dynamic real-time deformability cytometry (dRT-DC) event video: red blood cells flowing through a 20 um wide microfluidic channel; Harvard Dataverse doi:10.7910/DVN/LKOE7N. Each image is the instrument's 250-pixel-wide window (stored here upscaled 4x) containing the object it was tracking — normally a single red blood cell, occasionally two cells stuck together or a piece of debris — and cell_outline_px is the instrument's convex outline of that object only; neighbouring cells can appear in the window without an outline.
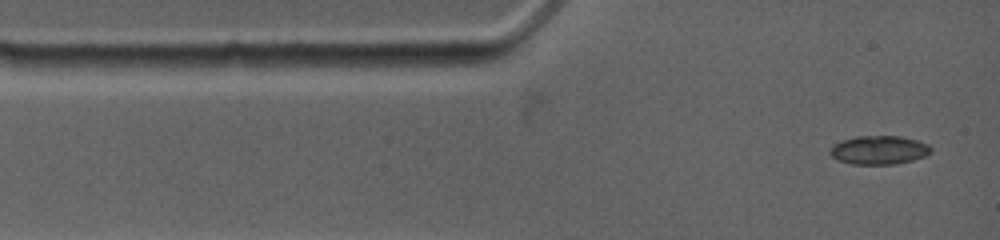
{"species": "common noctule bat (a hibernating species)", "species_latin": "Nyctalus noctula", "temperature_condition": "warm", "stored_images_in_passage": 44, "camera_frame_rate_fps": 4500, "um_per_image_px": 0.085, "animal": {"sex": "female", "body_mass_g": 19.0, "forearm_length_mm": 53.3}, "frame": {"image": 1, "passage_image": 1, "time_ms": 0.0, "image_size_px": [1000, 240], "cell_outline_px": [[932, 152], [924, 156], [912, 160], [896, 164], [852, 164], [836, 160], [828, 152], [828, 148], [832, 144], [856, 136], [900, 136], [916, 140], [928, 144], [932, 148]], "centroid_in_image_um": [74.68, 12.75], "position_along_channel_um": 10.3, "area_um2": 16.99}}
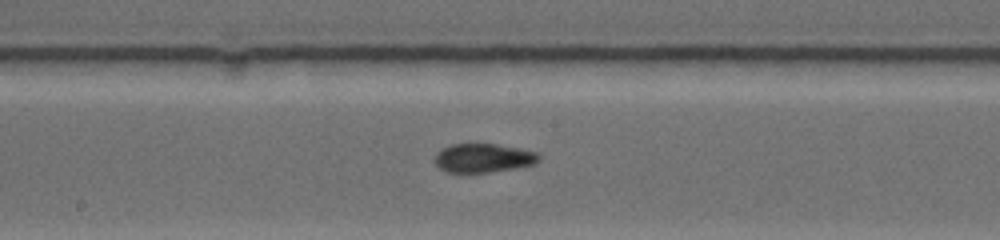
{"frame": {"image": 2, "passage_image": 19, "time_ms": 6.0, "image_size_px": [1000, 240], "cell_outline_px": [[540, 160], [536, 164], [516, 168], [488, 172], [448, 172], [440, 168], [436, 164], [436, 152], [440, 148], [452, 144], [496, 144], [520, 148], [536, 152], [540, 156]], "centroid_in_image_um": [41.11, 13.42], "position_along_channel_um": 207.1, "area_um2": 17.51}}
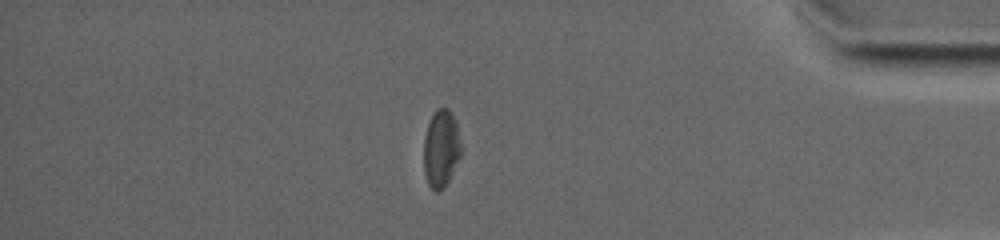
{"frame": {"image": 3, "passage_image": 37, "time_ms": 12.0, "image_size_px": [1000, 240], "cell_outline_px": [[460, 156], [448, 180], [436, 192], [428, 184], [424, 172], [424, 136], [428, 124], [436, 108], [448, 108], [456, 120], [460, 140]], "centroid_in_image_um": [37.48, 12.57], "position_along_channel_um": 397.7, "area_um2": 16.53}, "authors_computed_cell_mechanics": {"area_um2": 17.5134, "velocity_mm_per_s": 3.8257, "shape_relaxation_time_tau1_ms": null, "shape_relaxation_time_tau2_ms": 3.2937, "deformation_change_tau1": null, "deformation_change_tau2": 0.0806}}